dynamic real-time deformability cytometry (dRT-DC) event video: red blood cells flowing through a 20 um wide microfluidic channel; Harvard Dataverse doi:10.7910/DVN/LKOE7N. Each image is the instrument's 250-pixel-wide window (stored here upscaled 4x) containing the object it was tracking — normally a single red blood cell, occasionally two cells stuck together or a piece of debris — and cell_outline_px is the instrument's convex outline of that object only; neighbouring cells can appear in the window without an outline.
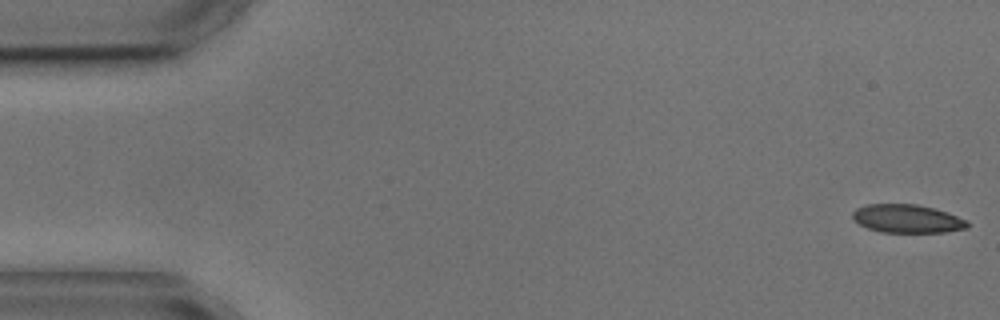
{"species": "common noctule bat (a hibernating species)", "species_latin": "Nyctalus noctula", "temperature_condition": "cold", "stored_images_in_passage": 5, "camera_frame_rate_fps": 3000, "um_per_image_px": 0.085, "animal": {"sex": "male", "body_mass_g": 17.9, "forearm_length_mm": 54.2}, "frame": {"image": 1, "passage_image": 1, "time_ms": 0.0, "image_size_px": [1000, 320], "cell_outline_px": [[968, 228], [944, 232], [880, 232], [868, 228], [860, 224], [852, 216], [852, 212], [856, 208], [868, 204], [916, 204], [948, 212], [968, 220]], "centroid_in_image_um": [77.13, 18.59], "position_along_channel_um": 7.9, "area_um2": 18.9}}
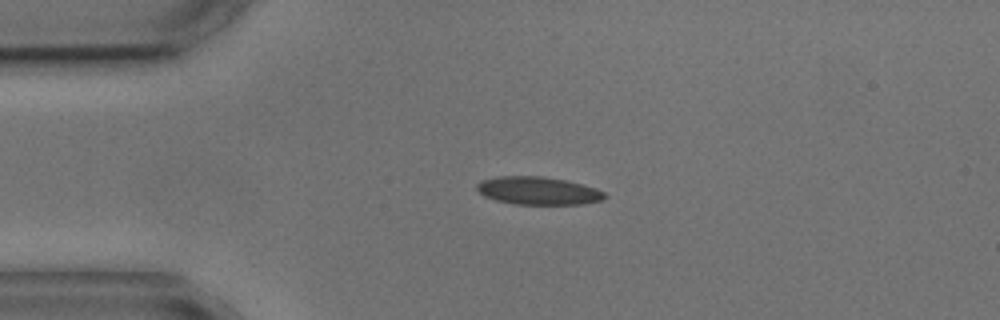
{"frame": {"image": 2, "passage_image": 4, "time_ms": 3.667, "image_size_px": [1000, 320], "cell_outline_px": [[608, 196], [604, 200], [584, 204], [516, 204], [496, 200], [484, 196], [476, 188], [476, 184], [480, 180], [496, 176], [540, 176], [564, 180], [596, 188], [604, 192]], "centroid_in_image_um": [45.74, 16.21], "position_along_channel_um": 39.3, "area_um2": 20.81}}